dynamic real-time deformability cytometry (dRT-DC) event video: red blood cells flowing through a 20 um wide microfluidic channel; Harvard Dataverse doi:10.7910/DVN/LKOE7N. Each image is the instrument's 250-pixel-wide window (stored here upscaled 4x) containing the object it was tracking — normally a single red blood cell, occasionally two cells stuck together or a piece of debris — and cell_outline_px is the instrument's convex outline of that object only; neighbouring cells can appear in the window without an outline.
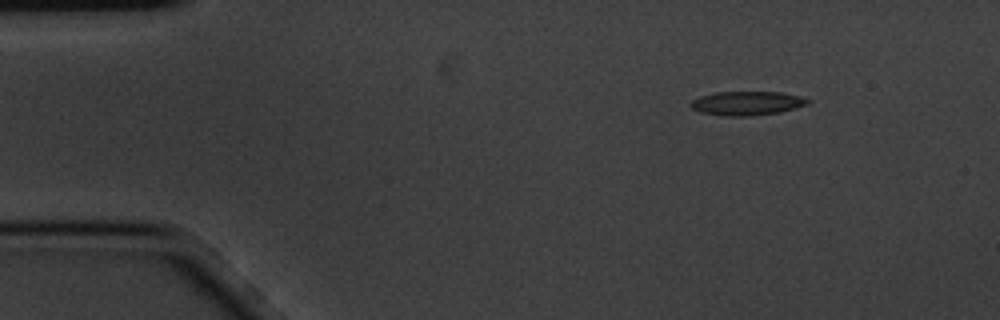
{"species": "common noctule bat (a hibernating species)", "species_latin": "Nyctalus noctula", "temperature_condition": "cold", "stored_images_in_passage": 4, "camera_frame_rate_fps": 3000, "um_per_image_px": 0.085, "animal": {"sex": "male", "body_mass_g": 20.1, "forearm_length_mm": 53.5}, "frame": {"image": 1, "passage_image": 1, "time_ms": 0.0, "image_size_px": [1000, 320], "cell_outline_px": [[812, 100], [808, 104], [780, 112], [752, 116], [724, 116], [700, 112], [692, 108], [688, 104], [692, 100], [700, 96], [716, 92], [780, 92], [800, 96]], "centroid_in_image_um": [63.48, 8.78], "position_along_channel_um": 21.5, "area_um2": 16.42}}
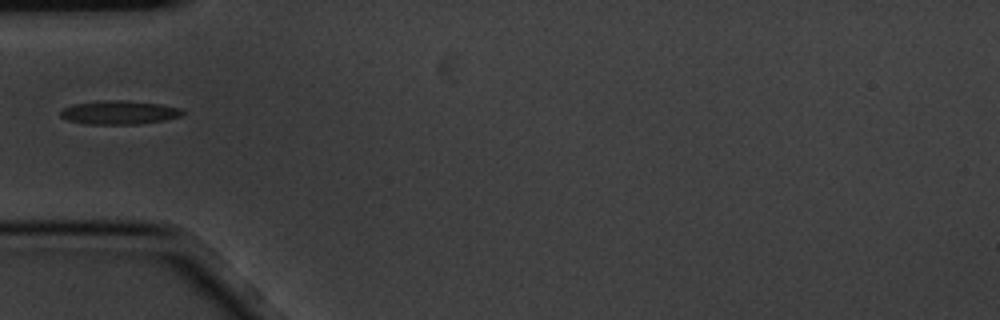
{"frame": {"image": 2, "passage_image": 4, "time_ms": 1.0, "image_size_px": [1000, 320], "cell_outline_px": [[184, 112], [180, 116], [164, 120], [140, 124], [88, 124], [68, 120], [60, 116], [60, 108], [72, 104], [104, 100], [124, 100], [164, 104], [180, 108]], "centroid_in_image_um": [10.11, 9.55], "position_along_channel_um": 74.9, "area_um2": 16.99}}